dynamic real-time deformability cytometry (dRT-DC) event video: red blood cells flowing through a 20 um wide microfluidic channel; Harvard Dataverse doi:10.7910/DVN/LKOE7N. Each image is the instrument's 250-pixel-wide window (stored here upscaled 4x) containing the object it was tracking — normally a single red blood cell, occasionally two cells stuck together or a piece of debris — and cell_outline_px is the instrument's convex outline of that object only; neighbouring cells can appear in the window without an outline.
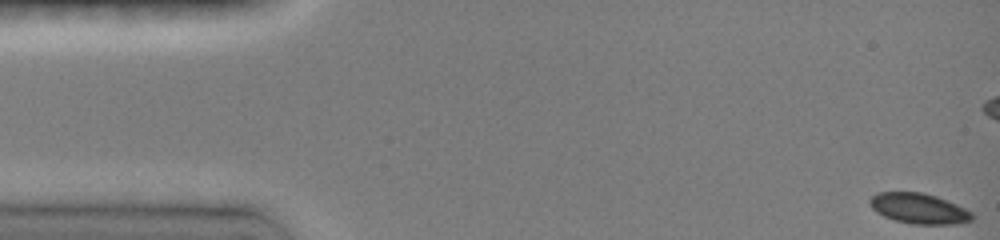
{"species": "common noctule bat (a hibernating species)", "species_latin": "Nyctalus noctula", "temperature_condition": "room temperature", "stored_images_in_passage": 20, "camera_frame_rate_fps": 3000, "um_per_image_px": 0.085, "animal": {"sex": "female", "body_mass_g": 19.0, "forearm_length_mm": 51.5}, "frame": {"image": 1, "passage_image": 1, "time_ms": 0.0, "image_size_px": [1000, 240], "cell_outline_px": [[972, 220], [960, 224], [912, 224], [896, 220], [884, 216], [876, 212], [868, 204], [868, 200], [876, 192], [924, 192], [936, 196], [956, 204], [972, 212]], "centroid_in_image_um": [78.08, 17.71], "position_along_channel_um": 6.9, "area_um2": 18.21}}